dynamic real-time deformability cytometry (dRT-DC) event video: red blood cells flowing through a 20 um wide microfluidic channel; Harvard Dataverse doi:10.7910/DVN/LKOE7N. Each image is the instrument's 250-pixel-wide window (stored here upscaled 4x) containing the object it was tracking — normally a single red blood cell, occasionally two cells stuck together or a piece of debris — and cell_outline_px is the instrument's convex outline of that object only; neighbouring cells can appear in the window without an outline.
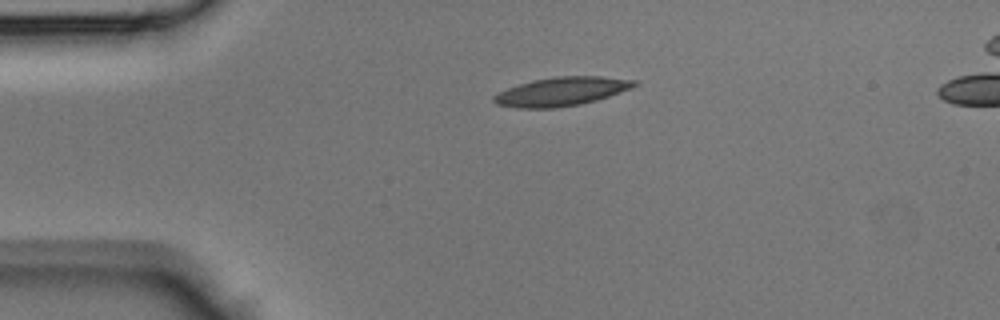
{"species": "Egyptian fruit bat (a non-hibernating species)", "species_latin": "Rousettus aegyptiacus", "temperature_condition": "room temperature", "stored_images_in_passage": 29, "camera_frame_rate_fps": 3000, "um_per_image_px": 0.085, "animal": {"sex": "male"}, "frame": {"image": 1, "passage_image": 1, "time_ms": 0.0, "image_size_px": [1000, 320], "cell_outline_px": [[640, 84], [632, 88], [596, 100], [580, 104], [556, 108], [516, 108], [496, 104], [492, 100], [492, 96], [508, 88], [532, 80], [556, 76], [600, 76], [640, 80]], "centroid_in_image_um": [47.76, 7.77], "position_along_channel_um": 37.2, "area_um2": 23.64}}
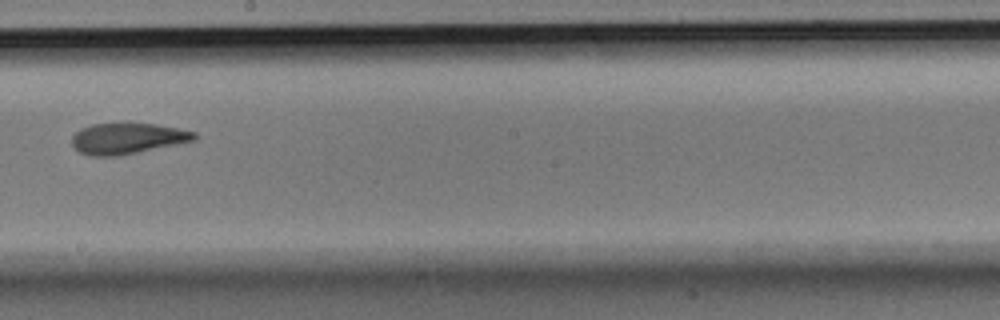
{"frame": {"image": 2, "passage_image": 16, "time_ms": 5.0, "image_size_px": [1000, 320], "cell_outline_px": [[200, 136], [196, 140], [116, 156], [92, 156], [80, 152], [72, 144], [72, 136], [80, 128], [92, 124], [156, 124], [196, 132]], "centroid_in_image_um": [10.84, 11.77], "position_along_channel_um": 237.4, "area_um2": 21.73}}
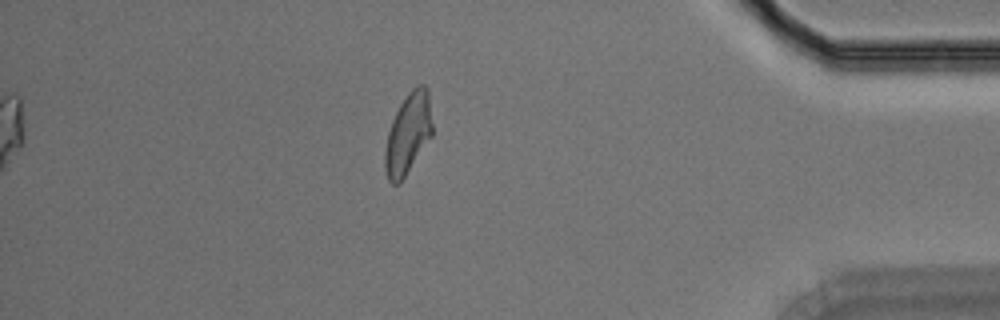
{"frame": {"image": 3, "passage_image": 29, "time_ms": 9.333, "image_size_px": [1000, 320], "cell_outline_px": [[432, 136], [400, 184], [392, 184], [388, 180], [384, 168], [384, 152], [388, 132], [392, 120], [400, 104], [408, 92], [416, 84], [424, 84], [428, 88], [432, 124]], "centroid_in_image_um": [34.68, 11.37], "position_along_channel_um": 400.5, "area_um2": 22.54}}